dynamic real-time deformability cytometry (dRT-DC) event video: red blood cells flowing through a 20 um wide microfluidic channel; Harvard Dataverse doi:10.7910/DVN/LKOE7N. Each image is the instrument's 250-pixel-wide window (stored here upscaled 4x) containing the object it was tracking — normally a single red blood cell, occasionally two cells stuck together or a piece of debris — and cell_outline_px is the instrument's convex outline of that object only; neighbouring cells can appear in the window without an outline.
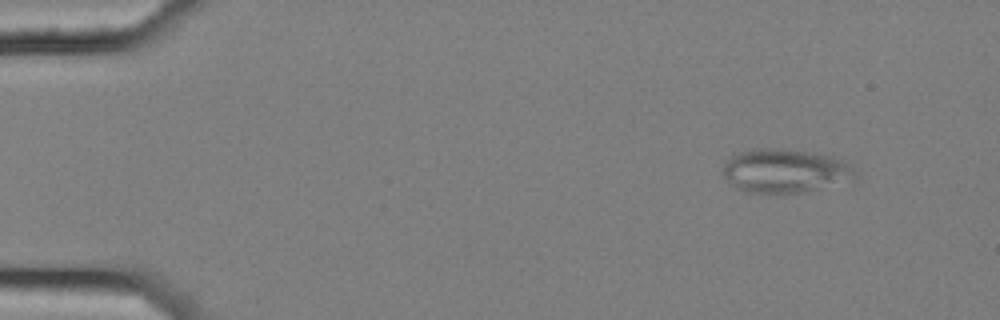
{"species": "common noctule bat (a hibernating species)", "species_latin": "Nyctalus noctula", "temperature_condition": "cold", "stored_images_in_passage": 4, "camera_frame_rate_fps": 3000, "um_per_image_px": 0.085, "animal": {"sex": "female", "body_mass_g": 25.1}, "frame": {"image": 1, "passage_image": 1, "time_ms": 0.0, "image_size_px": [1000, 320], "cell_outline_px": [[860, 176], [856, 180], [804, 192], [748, 192], [732, 184], [724, 176], [724, 164], [732, 156], [740, 152], [760, 148], [776, 148], [832, 156], [848, 164]], "centroid_in_image_um": [66.79, 14.53], "position_along_channel_um": 18.2, "area_um2": 33.18}}